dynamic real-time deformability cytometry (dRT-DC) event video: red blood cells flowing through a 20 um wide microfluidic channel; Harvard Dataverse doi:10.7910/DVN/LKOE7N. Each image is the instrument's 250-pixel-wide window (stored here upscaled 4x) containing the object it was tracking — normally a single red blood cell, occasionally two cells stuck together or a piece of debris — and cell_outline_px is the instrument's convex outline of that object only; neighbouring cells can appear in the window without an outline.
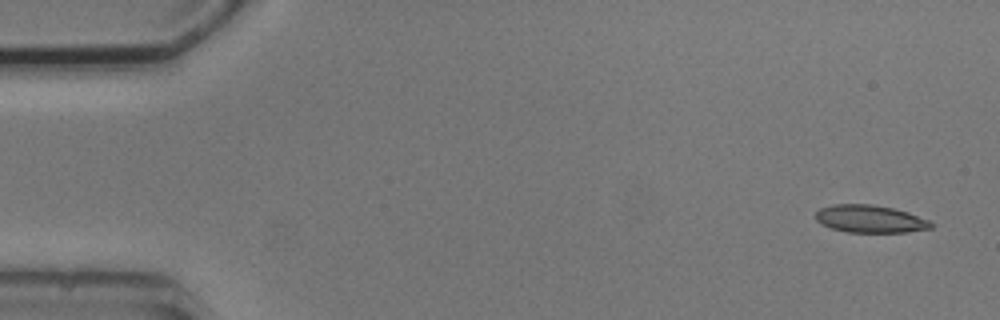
{"species": "common noctule bat (a hibernating species)", "species_latin": "Nyctalus noctula", "temperature_condition": "cold", "stored_images_in_passage": 7, "camera_frame_rate_fps": 3000, "um_per_image_px": 0.085, "animal": {"sex": "male", "body_mass_g": 20.5, "forearm_length_mm": 52.5}, "frame": {"image": 1, "passage_image": 1, "time_ms": 0.0, "image_size_px": [1000, 320], "cell_outline_px": [[932, 228], [908, 232], [848, 232], [832, 228], [820, 224], [816, 220], [816, 212], [820, 208], [832, 204], [872, 204], [892, 208], [908, 212], [928, 220], [932, 224]], "centroid_in_image_um": [73.93, 18.6], "position_along_channel_um": 11.1, "area_um2": 18.5}}
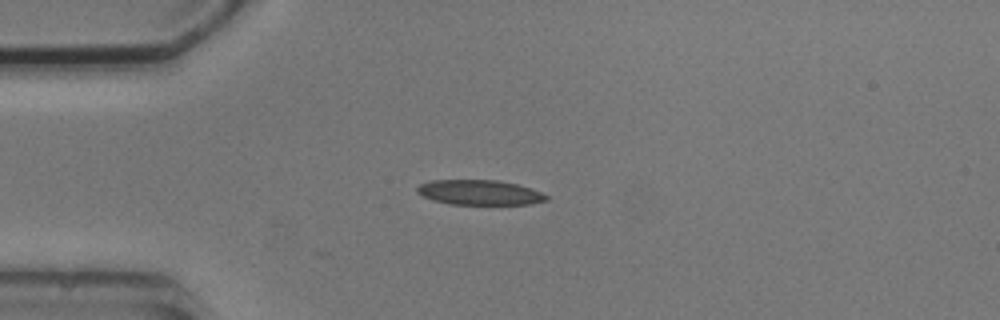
{"frame": {"image": 2, "passage_image": 4, "time_ms": 3.667, "image_size_px": [1000, 320], "cell_outline_px": [[548, 200], [532, 204], [452, 204], [432, 200], [416, 192], [416, 188], [420, 184], [432, 180], [496, 180], [516, 184], [540, 192], [548, 196]], "centroid_in_image_um": [40.74, 16.36], "position_along_channel_um": 44.3, "area_um2": 18.61}}